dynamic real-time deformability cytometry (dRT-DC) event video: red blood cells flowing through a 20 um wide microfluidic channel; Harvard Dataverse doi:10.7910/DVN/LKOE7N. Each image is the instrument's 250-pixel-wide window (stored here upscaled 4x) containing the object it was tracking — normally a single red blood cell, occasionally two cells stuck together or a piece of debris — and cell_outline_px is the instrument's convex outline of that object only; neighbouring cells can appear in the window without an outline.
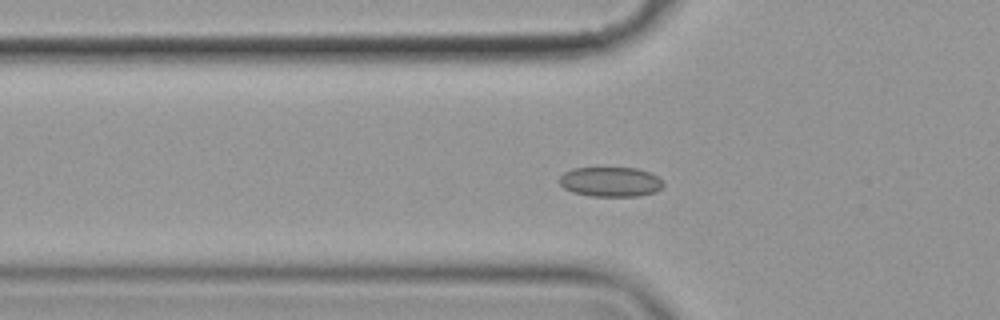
{"species": "common noctule bat (a hibernating species)", "species_latin": "Nyctalus noctula", "temperature_condition": "cold", "stored_images_in_passage": 59, "camera_frame_rate_fps": 3000, "um_per_image_px": 0.085, "animal": {"sex": "female", "body_mass_g": 19.9}, "frame": {"image": 1, "passage_image": 20, "time_ms": 6.333, "image_size_px": [1000, 320], "cell_outline_px": [[664, 184], [656, 192], [640, 196], [588, 196], [572, 192], [564, 188], [560, 184], [560, 176], [564, 172], [572, 168], [636, 168], [648, 172], [656, 176]], "centroid_in_image_um": [51.87, 15.46], "position_along_channel_um": 73.9, "area_um2": 17.98}}
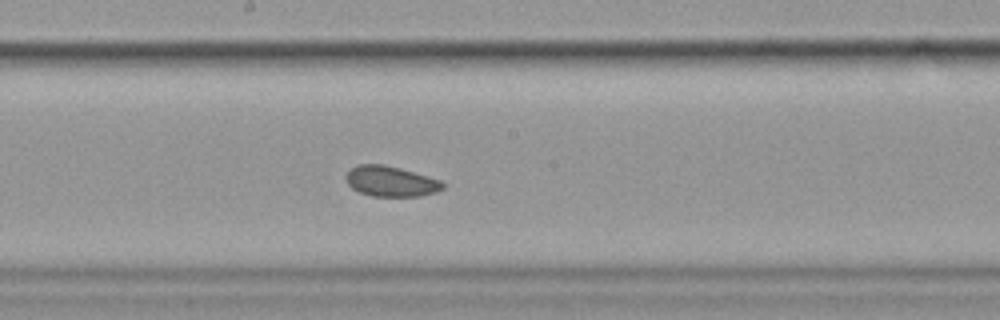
{"frame": {"image": 2, "passage_image": 32, "time_ms": 10.333, "image_size_px": [1000, 320], "cell_outline_px": [[444, 188], [436, 192], [420, 196], [372, 196], [360, 192], [352, 188], [348, 184], [344, 176], [356, 164], [384, 164], [400, 168], [440, 180], [444, 184]], "centroid_in_image_um": [33.2, 15.41], "position_along_channel_um": 215.0, "area_um2": 17.11}}
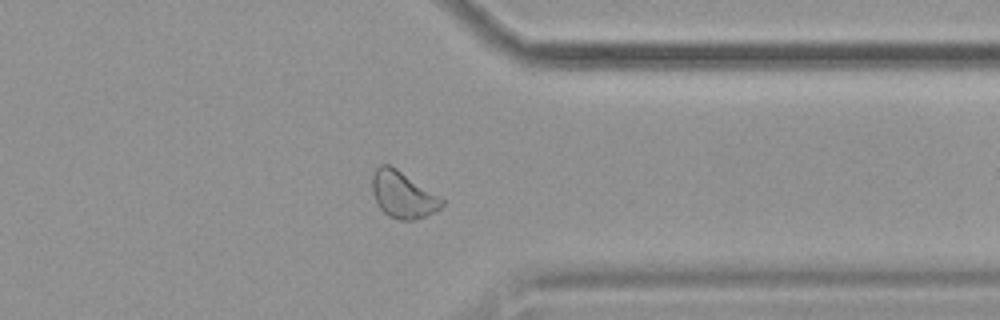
{"frame": {"image": 3, "passage_image": 46, "time_ms": 15.0, "image_size_px": [1000, 320], "cell_outline_px": [[444, 204], [440, 208], [424, 216], [412, 220], [400, 220], [388, 216], [380, 208], [372, 192], [372, 176], [376, 168], [380, 164], [388, 164], [396, 168], [440, 196], [444, 200]], "centroid_in_image_um": [34.23, 16.54], "position_along_channel_um": 377.2, "area_um2": 18.73}, "authors_computed_cell_mechanics": {"area_um2": 18.785, "velocity_mm_per_s": 3.5231, "shape_relaxation_time_tau1_ms": null, "shape_relaxation_time_tau2_ms": 3.1001, "deformation_change_tau1": null, "deformation_change_tau2": 0.0875}}